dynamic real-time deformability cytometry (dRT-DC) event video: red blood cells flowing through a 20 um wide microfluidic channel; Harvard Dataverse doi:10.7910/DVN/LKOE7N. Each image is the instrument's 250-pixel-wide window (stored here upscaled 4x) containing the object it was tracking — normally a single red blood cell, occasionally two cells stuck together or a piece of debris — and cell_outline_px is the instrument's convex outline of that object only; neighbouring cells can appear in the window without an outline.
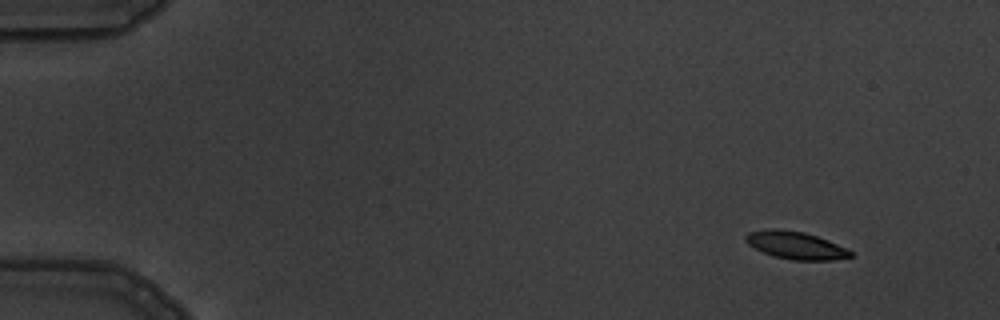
{"species": "common noctule bat (a hibernating species)", "species_latin": "Nyctalus noctula", "temperature_condition": "warm", "stored_images_in_passage": 6, "camera_frame_rate_fps": 3000, "um_per_image_px": 0.085, "animal": {"sex": "male", "body_mass_g": 19.5, "forearm_length_mm": 54.6}, "frame": {"image": 1, "passage_image": 1, "time_ms": 0.0, "image_size_px": [1000, 320], "cell_outline_px": [[856, 256], [832, 260], [792, 260], [776, 256], [764, 252], [748, 244], [744, 240], [744, 236], [748, 232], [772, 228], [804, 232], [828, 240], [848, 248]], "centroid_in_image_um": [67.67, 20.85], "position_along_channel_um": 17.3, "area_um2": 16.82}}
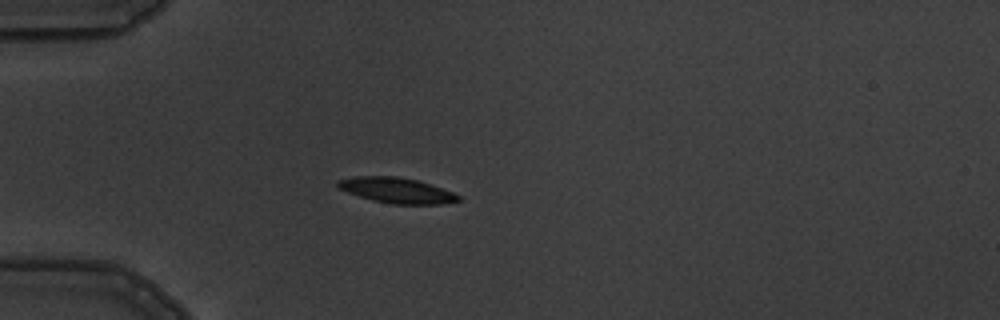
{"frame": {"image": 2, "passage_image": 4, "time_ms": 3.667, "image_size_px": [1000, 320], "cell_outline_px": [[460, 200], [440, 204], [392, 204], [372, 200], [348, 192], [340, 188], [336, 184], [336, 180], [356, 176], [396, 176], [416, 180], [452, 192], [460, 196]], "centroid_in_image_um": [33.68, 16.18], "position_along_channel_um": 51.3, "area_um2": 17.57}}